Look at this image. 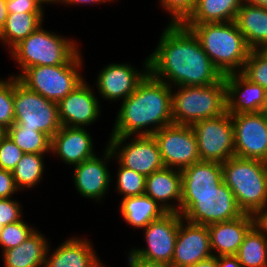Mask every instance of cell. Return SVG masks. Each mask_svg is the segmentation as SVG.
Returning <instances> with one entry per match:
<instances>
[{
  "label": "cell",
  "mask_w": 267,
  "mask_h": 267,
  "mask_svg": "<svg viewBox=\"0 0 267 267\" xmlns=\"http://www.w3.org/2000/svg\"><path fill=\"white\" fill-rule=\"evenodd\" d=\"M148 72L170 87L209 86L223 77L194 33L181 23H169L163 30L157 48L148 56Z\"/></svg>",
  "instance_id": "cell-1"
},
{
  "label": "cell",
  "mask_w": 267,
  "mask_h": 267,
  "mask_svg": "<svg viewBox=\"0 0 267 267\" xmlns=\"http://www.w3.org/2000/svg\"><path fill=\"white\" fill-rule=\"evenodd\" d=\"M179 214L185 221L210 225L243 215L235 195L223 182L222 164L199 161L181 170Z\"/></svg>",
  "instance_id": "cell-2"
},
{
  "label": "cell",
  "mask_w": 267,
  "mask_h": 267,
  "mask_svg": "<svg viewBox=\"0 0 267 267\" xmlns=\"http://www.w3.org/2000/svg\"><path fill=\"white\" fill-rule=\"evenodd\" d=\"M172 88L148 73L122 101L110 137L153 135L173 124Z\"/></svg>",
  "instance_id": "cell-3"
},
{
  "label": "cell",
  "mask_w": 267,
  "mask_h": 267,
  "mask_svg": "<svg viewBox=\"0 0 267 267\" xmlns=\"http://www.w3.org/2000/svg\"><path fill=\"white\" fill-rule=\"evenodd\" d=\"M222 75L241 72L251 51L235 21L183 24Z\"/></svg>",
  "instance_id": "cell-4"
},
{
  "label": "cell",
  "mask_w": 267,
  "mask_h": 267,
  "mask_svg": "<svg viewBox=\"0 0 267 267\" xmlns=\"http://www.w3.org/2000/svg\"><path fill=\"white\" fill-rule=\"evenodd\" d=\"M222 173L243 213L253 214L267 204V162L233 156L222 163Z\"/></svg>",
  "instance_id": "cell-5"
},
{
  "label": "cell",
  "mask_w": 267,
  "mask_h": 267,
  "mask_svg": "<svg viewBox=\"0 0 267 267\" xmlns=\"http://www.w3.org/2000/svg\"><path fill=\"white\" fill-rule=\"evenodd\" d=\"M172 92L174 124L192 126L203 119L215 118L227 112V87L222 77L209 86H178Z\"/></svg>",
  "instance_id": "cell-6"
},
{
  "label": "cell",
  "mask_w": 267,
  "mask_h": 267,
  "mask_svg": "<svg viewBox=\"0 0 267 267\" xmlns=\"http://www.w3.org/2000/svg\"><path fill=\"white\" fill-rule=\"evenodd\" d=\"M78 51L73 40L43 30L41 25L9 52L22 73L30 67L66 64Z\"/></svg>",
  "instance_id": "cell-7"
},
{
  "label": "cell",
  "mask_w": 267,
  "mask_h": 267,
  "mask_svg": "<svg viewBox=\"0 0 267 267\" xmlns=\"http://www.w3.org/2000/svg\"><path fill=\"white\" fill-rule=\"evenodd\" d=\"M79 53L66 64L30 67L15 76L28 89L58 103L84 80L79 72L83 62Z\"/></svg>",
  "instance_id": "cell-8"
},
{
  "label": "cell",
  "mask_w": 267,
  "mask_h": 267,
  "mask_svg": "<svg viewBox=\"0 0 267 267\" xmlns=\"http://www.w3.org/2000/svg\"><path fill=\"white\" fill-rule=\"evenodd\" d=\"M14 124L52 138L62 127L58 103L28 89L14 75Z\"/></svg>",
  "instance_id": "cell-9"
},
{
  "label": "cell",
  "mask_w": 267,
  "mask_h": 267,
  "mask_svg": "<svg viewBox=\"0 0 267 267\" xmlns=\"http://www.w3.org/2000/svg\"><path fill=\"white\" fill-rule=\"evenodd\" d=\"M201 161L226 162L235 156L234 127L231 114L203 119L192 125Z\"/></svg>",
  "instance_id": "cell-10"
},
{
  "label": "cell",
  "mask_w": 267,
  "mask_h": 267,
  "mask_svg": "<svg viewBox=\"0 0 267 267\" xmlns=\"http://www.w3.org/2000/svg\"><path fill=\"white\" fill-rule=\"evenodd\" d=\"M164 167L183 170L200 160L197 137L192 126L170 124L153 134Z\"/></svg>",
  "instance_id": "cell-11"
},
{
  "label": "cell",
  "mask_w": 267,
  "mask_h": 267,
  "mask_svg": "<svg viewBox=\"0 0 267 267\" xmlns=\"http://www.w3.org/2000/svg\"><path fill=\"white\" fill-rule=\"evenodd\" d=\"M130 137H111L108 140L107 145L122 166L145 177L164 167L158 143L153 135L135 136L129 143L124 144Z\"/></svg>",
  "instance_id": "cell-12"
},
{
  "label": "cell",
  "mask_w": 267,
  "mask_h": 267,
  "mask_svg": "<svg viewBox=\"0 0 267 267\" xmlns=\"http://www.w3.org/2000/svg\"><path fill=\"white\" fill-rule=\"evenodd\" d=\"M182 216L175 212H166L144 228L146 248L131 251L145 260L170 264L174 255L176 238Z\"/></svg>",
  "instance_id": "cell-13"
},
{
  "label": "cell",
  "mask_w": 267,
  "mask_h": 267,
  "mask_svg": "<svg viewBox=\"0 0 267 267\" xmlns=\"http://www.w3.org/2000/svg\"><path fill=\"white\" fill-rule=\"evenodd\" d=\"M235 156L267 162V119L260 113L233 114Z\"/></svg>",
  "instance_id": "cell-14"
},
{
  "label": "cell",
  "mask_w": 267,
  "mask_h": 267,
  "mask_svg": "<svg viewBox=\"0 0 267 267\" xmlns=\"http://www.w3.org/2000/svg\"><path fill=\"white\" fill-rule=\"evenodd\" d=\"M184 219L179 224L174 255L173 267H189L212 255L209 231L206 225L195 224Z\"/></svg>",
  "instance_id": "cell-15"
},
{
  "label": "cell",
  "mask_w": 267,
  "mask_h": 267,
  "mask_svg": "<svg viewBox=\"0 0 267 267\" xmlns=\"http://www.w3.org/2000/svg\"><path fill=\"white\" fill-rule=\"evenodd\" d=\"M92 90L83 80L58 102L59 120L62 126L84 128L96 121L101 114V107Z\"/></svg>",
  "instance_id": "cell-16"
},
{
  "label": "cell",
  "mask_w": 267,
  "mask_h": 267,
  "mask_svg": "<svg viewBox=\"0 0 267 267\" xmlns=\"http://www.w3.org/2000/svg\"><path fill=\"white\" fill-rule=\"evenodd\" d=\"M145 64V65H144ZM143 64L144 70L138 71L128 64H108L97 78L99 94L104 99L116 101L125 100L137 88L138 84L146 77L148 72V57ZM144 71V72H143Z\"/></svg>",
  "instance_id": "cell-17"
},
{
  "label": "cell",
  "mask_w": 267,
  "mask_h": 267,
  "mask_svg": "<svg viewBox=\"0 0 267 267\" xmlns=\"http://www.w3.org/2000/svg\"><path fill=\"white\" fill-rule=\"evenodd\" d=\"M102 157L95 155L74 166V184L81 196L101 201L107 193L111 174L106 161L114 157L109 146H106Z\"/></svg>",
  "instance_id": "cell-18"
},
{
  "label": "cell",
  "mask_w": 267,
  "mask_h": 267,
  "mask_svg": "<svg viewBox=\"0 0 267 267\" xmlns=\"http://www.w3.org/2000/svg\"><path fill=\"white\" fill-rule=\"evenodd\" d=\"M227 87V112L231 115L260 112L267 90L241 72L223 75Z\"/></svg>",
  "instance_id": "cell-19"
},
{
  "label": "cell",
  "mask_w": 267,
  "mask_h": 267,
  "mask_svg": "<svg viewBox=\"0 0 267 267\" xmlns=\"http://www.w3.org/2000/svg\"><path fill=\"white\" fill-rule=\"evenodd\" d=\"M93 141L84 128L62 126L51 138V152L68 165H78L95 156Z\"/></svg>",
  "instance_id": "cell-20"
},
{
  "label": "cell",
  "mask_w": 267,
  "mask_h": 267,
  "mask_svg": "<svg viewBox=\"0 0 267 267\" xmlns=\"http://www.w3.org/2000/svg\"><path fill=\"white\" fill-rule=\"evenodd\" d=\"M252 227V214L247 213L230 221L208 225L212 253L217 251L214 256L236 255L245 235Z\"/></svg>",
  "instance_id": "cell-21"
},
{
  "label": "cell",
  "mask_w": 267,
  "mask_h": 267,
  "mask_svg": "<svg viewBox=\"0 0 267 267\" xmlns=\"http://www.w3.org/2000/svg\"><path fill=\"white\" fill-rule=\"evenodd\" d=\"M145 194L151 197L166 212L179 213L182 196L181 170L163 167L148 175L146 177ZM173 199L178 204H170L169 202Z\"/></svg>",
  "instance_id": "cell-22"
},
{
  "label": "cell",
  "mask_w": 267,
  "mask_h": 267,
  "mask_svg": "<svg viewBox=\"0 0 267 267\" xmlns=\"http://www.w3.org/2000/svg\"><path fill=\"white\" fill-rule=\"evenodd\" d=\"M93 248L88 239L71 237L51 255L48 248L44 267H104Z\"/></svg>",
  "instance_id": "cell-23"
},
{
  "label": "cell",
  "mask_w": 267,
  "mask_h": 267,
  "mask_svg": "<svg viewBox=\"0 0 267 267\" xmlns=\"http://www.w3.org/2000/svg\"><path fill=\"white\" fill-rule=\"evenodd\" d=\"M235 22L251 50L267 48V8L243 2Z\"/></svg>",
  "instance_id": "cell-24"
},
{
  "label": "cell",
  "mask_w": 267,
  "mask_h": 267,
  "mask_svg": "<svg viewBox=\"0 0 267 267\" xmlns=\"http://www.w3.org/2000/svg\"><path fill=\"white\" fill-rule=\"evenodd\" d=\"M48 240L38 230L17 247L2 251L4 267H44Z\"/></svg>",
  "instance_id": "cell-25"
},
{
  "label": "cell",
  "mask_w": 267,
  "mask_h": 267,
  "mask_svg": "<svg viewBox=\"0 0 267 267\" xmlns=\"http://www.w3.org/2000/svg\"><path fill=\"white\" fill-rule=\"evenodd\" d=\"M244 0H197L194 11L182 24L235 21Z\"/></svg>",
  "instance_id": "cell-26"
},
{
  "label": "cell",
  "mask_w": 267,
  "mask_h": 267,
  "mask_svg": "<svg viewBox=\"0 0 267 267\" xmlns=\"http://www.w3.org/2000/svg\"><path fill=\"white\" fill-rule=\"evenodd\" d=\"M120 211L128 225L145 228L150 222L160 218L166 211L146 194L122 198Z\"/></svg>",
  "instance_id": "cell-27"
},
{
  "label": "cell",
  "mask_w": 267,
  "mask_h": 267,
  "mask_svg": "<svg viewBox=\"0 0 267 267\" xmlns=\"http://www.w3.org/2000/svg\"><path fill=\"white\" fill-rule=\"evenodd\" d=\"M44 12L8 13L0 41L11 50L43 24Z\"/></svg>",
  "instance_id": "cell-28"
},
{
  "label": "cell",
  "mask_w": 267,
  "mask_h": 267,
  "mask_svg": "<svg viewBox=\"0 0 267 267\" xmlns=\"http://www.w3.org/2000/svg\"><path fill=\"white\" fill-rule=\"evenodd\" d=\"M235 256L243 267H267V238L253 226Z\"/></svg>",
  "instance_id": "cell-29"
},
{
  "label": "cell",
  "mask_w": 267,
  "mask_h": 267,
  "mask_svg": "<svg viewBox=\"0 0 267 267\" xmlns=\"http://www.w3.org/2000/svg\"><path fill=\"white\" fill-rule=\"evenodd\" d=\"M44 154L24 153L15 168L11 171L18 190L32 188L43 179Z\"/></svg>",
  "instance_id": "cell-30"
},
{
  "label": "cell",
  "mask_w": 267,
  "mask_h": 267,
  "mask_svg": "<svg viewBox=\"0 0 267 267\" xmlns=\"http://www.w3.org/2000/svg\"><path fill=\"white\" fill-rule=\"evenodd\" d=\"M6 134L24 153L47 154L51 151V138L44 132L13 124L6 130Z\"/></svg>",
  "instance_id": "cell-31"
},
{
  "label": "cell",
  "mask_w": 267,
  "mask_h": 267,
  "mask_svg": "<svg viewBox=\"0 0 267 267\" xmlns=\"http://www.w3.org/2000/svg\"><path fill=\"white\" fill-rule=\"evenodd\" d=\"M117 173V191L123 198L145 194L146 177L138 172L122 166L120 163Z\"/></svg>",
  "instance_id": "cell-32"
},
{
  "label": "cell",
  "mask_w": 267,
  "mask_h": 267,
  "mask_svg": "<svg viewBox=\"0 0 267 267\" xmlns=\"http://www.w3.org/2000/svg\"><path fill=\"white\" fill-rule=\"evenodd\" d=\"M241 73L248 80L267 90V52L251 50Z\"/></svg>",
  "instance_id": "cell-33"
},
{
  "label": "cell",
  "mask_w": 267,
  "mask_h": 267,
  "mask_svg": "<svg viewBox=\"0 0 267 267\" xmlns=\"http://www.w3.org/2000/svg\"><path fill=\"white\" fill-rule=\"evenodd\" d=\"M14 124V75L0 79V126L5 130Z\"/></svg>",
  "instance_id": "cell-34"
},
{
  "label": "cell",
  "mask_w": 267,
  "mask_h": 267,
  "mask_svg": "<svg viewBox=\"0 0 267 267\" xmlns=\"http://www.w3.org/2000/svg\"><path fill=\"white\" fill-rule=\"evenodd\" d=\"M35 230V228L30 227L29 224L24 222L23 219L3 226L0 233V245L3 251L17 247Z\"/></svg>",
  "instance_id": "cell-35"
},
{
  "label": "cell",
  "mask_w": 267,
  "mask_h": 267,
  "mask_svg": "<svg viewBox=\"0 0 267 267\" xmlns=\"http://www.w3.org/2000/svg\"><path fill=\"white\" fill-rule=\"evenodd\" d=\"M197 0H160L161 7L171 15V24H182L194 11Z\"/></svg>",
  "instance_id": "cell-36"
},
{
  "label": "cell",
  "mask_w": 267,
  "mask_h": 267,
  "mask_svg": "<svg viewBox=\"0 0 267 267\" xmlns=\"http://www.w3.org/2000/svg\"><path fill=\"white\" fill-rule=\"evenodd\" d=\"M24 152L6 134L0 141V169L12 171Z\"/></svg>",
  "instance_id": "cell-37"
},
{
  "label": "cell",
  "mask_w": 267,
  "mask_h": 267,
  "mask_svg": "<svg viewBox=\"0 0 267 267\" xmlns=\"http://www.w3.org/2000/svg\"><path fill=\"white\" fill-rule=\"evenodd\" d=\"M22 209L18 201L11 198H0V223L2 226L22 219Z\"/></svg>",
  "instance_id": "cell-38"
},
{
  "label": "cell",
  "mask_w": 267,
  "mask_h": 267,
  "mask_svg": "<svg viewBox=\"0 0 267 267\" xmlns=\"http://www.w3.org/2000/svg\"><path fill=\"white\" fill-rule=\"evenodd\" d=\"M8 13L43 12V7L36 0H9Z\"/></svg>",
  "instance_id": "cell-39"
},
{
  "label": "cell",
  "mask_w": 267,
  "mask_h": 267,
  "mask_svg": "<svg viewBox=\"0 0 267 267\" xmlns=\"http://www.w3.org/2000/svg\"><path fill=\"white\" fill-rule=\"evenodd\" d=\"M17 191L12 172L0 169V198H12Z\"/></svg>",
  "instance_id": "cell-40"
},
{
  "label": "cell",
  "mask_w": 267,
  "mask_h": 267,
  "mask_svg": "<svg viewBox=\"0 0 267 267\" xmlns=\"http://www.w3.org/2000/svg\"><path fill=\"white\" fill-rule=\"evenodd\" d=\"M253 226L267 238V204L252 214Z\"/></svg>",
  "instance_id": "cell-41"
},
{
  "label": "cell",
  "mask_w": 267,
  "mask_h": 267,
  "mask_svg": "<svg viewBox=\"0 0 267 267\" xmlns=\"http://www.w3.org/2000/svg\"><path fill=\"white\" fill-rule=\"evenodd\" d=\"M128 254H129L128 256L129 267H173L170 264L145 260L139 256H136L131 250Z\"/></svg>",
  "instance_id": "cell-42"
},
{
  "label": "cell",
  "mask_w": 267,
  "mask_h": 267,
  "mask_svg": "<svg viewBox=\"0 0 267 267\" xmlns=\"http://www.w3.org/2000/svg\"><path fill=\"white\" fill-rule=\"evenodd\" d=\"M218 267H243L235 255L217 257Z\"/></svg>",
  "instance_id": "cell-43"
},
{
  "label": "cell",
  "mask_w": 267,
  "mask_h": 267,
  "mask_svg": "<svg viewBox=\"0 0 267 267\" xmlns=\"http://www.w3.org/2000/svg\"><path fill=\"white\" fill-rule=\"evenodd\" d=\"M8 12H7V1L0 0V32L4 28L7 20Z\"/></svg>",
  "instance_id": "cell-44"
},
{
  "label": "cell",
  "mask_w": 267,
  "mask_h": 267,
  "mask_svg": "<svg viewBox=\"0 0 267 267\" xmlns=\"http://www.w3.org/2000/svg\"><path fill=\"white\" fill-rule=\"evenodd\" d=\"M189 267H218L217 265V257L211 256L205 260L199 261Z\"/></svg>",
  "instance_id": "cell-45"
},
{
  "label": "cell",
  "mask_w": 267,
  "mask_h": 267,
  "mask_svg": "<svg viewBox=\"0 0 267 267\" xmlns=\"http://www.w3.org/2000/svg\"><path fill=\"white\" fill-rule=\"evenodd\" d=\"M108 1H113V0H61V4L64 3V4H96V3H103V2H108Z\"/></svg>",
  "instance_id": "cell-46"
},
{
  "label": "cell",
  "mask_w": 267,
  "mask_h": 267,
  "mask_svg": "<svg viewBox=\"0 0 267 267\" xmlns=\"http://www.w3.org/2000/svg\"><path fill=\"white\" fill-rule=\"evenodd\" d=\"M244 2L254 5V6L267 8V0H244Z\"/></svg>",
  "instance_id": "cell-47"
},
{
  "label": "cell",
  "mask_w": 267,
  "mask_h": 267,
  "mask_svg": "<svg viewBox=\"0 0 267 267\" xmlns=\"http://www.w3.org/2000/svg\"><path fill=\"white\" fill-rule=\"evenodd\" d=\"M260 113L267 119V94Z\"/></svg>",
  "instance_id": "cell-48"
},
{
  "label": "cell",
  "mask_w": 267,
  "mask_h": 267,
  "mask_svg": "<svg viewBox=\"0 0 267 267\" xmlns=\"http://www.w3.org/2000/svg\"><path fill=\"white\" fill-rule=\"evenodd\" d=\"M36 1H37L42 7H43L42 4H45V3H46V4H47V3H48V4H50V3H52V4L55 3V4H56L57 2H59V3L61 2V0H36Z\"/></svg>",
  "instance_id": "cell-49"
},
{
  "label": "cell",
  "mask_w": 267,
  "mask_h": 267,
  "mask_svg": "<svg viewBox=\"0 0 267 267\" xmlns=\"http://www.w3.org/2000/svg\"><path fill=\"white\" fill-rule=\"evenodd\" d=\"M6 135V130L0 126V141Z\"/></svg>",
  "instance_id": "cell-50"
},
{
  "label": "cell",
  "mask_w": 267,
  "mask_h": 267,
  "mask_svg": "<svg viewBox=\"0 0 267 267\" xmlns=\"http://www.w3.org/2000/svg\"><path fill=\"white\" fill-rule=\"evenodd\" d=\"M2 227H3V226H2L1 223H0V233H1Z\"/></svg>",
  "instance_id": "cell-51"
}]
</instances>
